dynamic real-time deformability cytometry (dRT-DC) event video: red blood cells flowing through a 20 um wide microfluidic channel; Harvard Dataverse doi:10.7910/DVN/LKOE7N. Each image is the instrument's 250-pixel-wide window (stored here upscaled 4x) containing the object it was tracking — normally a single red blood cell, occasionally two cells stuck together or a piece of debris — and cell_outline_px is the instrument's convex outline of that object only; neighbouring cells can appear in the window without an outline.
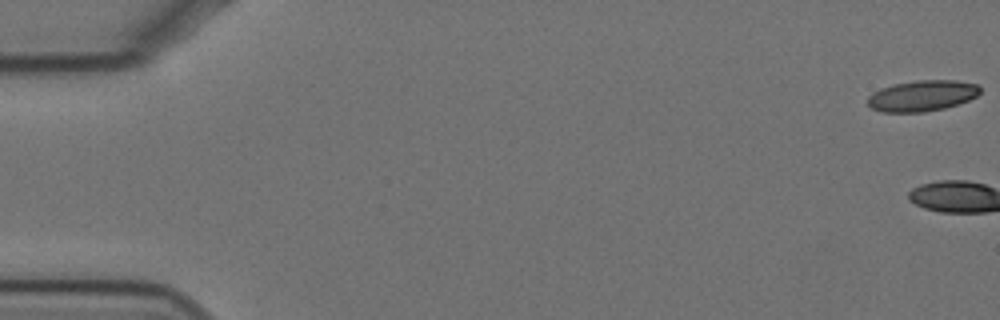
{"species": "Egyptian fruit bat (a non-hibernating species)", "species_latin": "Rousettus aegyptiacus", "temperature_condition": "cold", "stored_images_in_passage": 3, "camera_frame_rate_fps": 3000, "um_per_image_px": 0.085, "animal": {"sex": "female"}, "frame": {"image": 1, "passage_image": 1, "time_ms": 0.0, "image_size_px": [1000, 320], "cell_outline_px": [[980, 92], [976, 96], [968, 100], [944, 108], [924, 112], [880, 112], [872, 108], [868, 104], [868, 96], [872, 92], [880, 88], [896, 84], [916, 80], [956, 80], [976, 84], [980, 88]], "centroid_in_image_um": [78.35, 8.14], "position_along_channel_um": 6.6, "area_um2": 20.17}}